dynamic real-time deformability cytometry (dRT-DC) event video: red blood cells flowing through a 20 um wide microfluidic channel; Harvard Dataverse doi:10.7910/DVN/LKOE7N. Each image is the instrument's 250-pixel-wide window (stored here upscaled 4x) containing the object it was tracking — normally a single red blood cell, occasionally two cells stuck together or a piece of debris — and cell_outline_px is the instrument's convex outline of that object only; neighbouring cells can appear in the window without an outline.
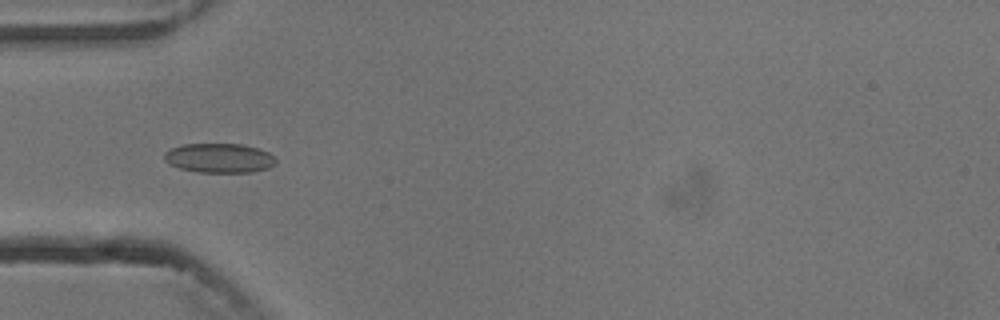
{"species": "common noctule bat (a hibernating species)", "species_latin": "Nyctalus noctula", "temperature_condition": "cold", "stored_images_in_passage": 6, "camera_frame_rate_fps": 3000, "um_per_image_px": 0.085, "animal": {"sex": "male", "body_mass_g": 13.3}, "frame": {"image": 1, "passage_image": 4, "time_ms": 3.667, "image_size_px": [1000, 320], "cell_outline_px": [[276, 160], [268, 168], [252, 172], [196, 172], [180, 168], [168, 164], [164, 160], [164, 152], [172, 148], [184, 144], [240, 144], [256, 148], [268, 152]], "centroid_in_image_um": [18.58, 13.44], "position_along_channel_um": 66.4, "area_um2": 18.96}}
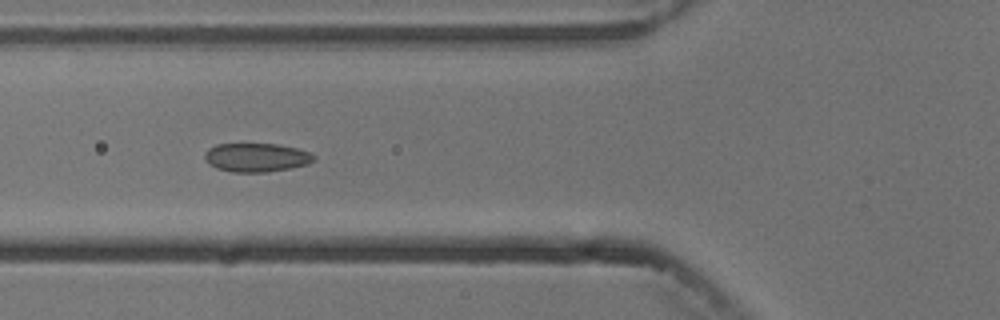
{"frame": {"image": 2, "passage_image": 5, "time_ms": 4.667, "image_size_px": [1000, 320], "cell_outline_px": [[316, 160], [308, 164], [268, 172], [232, 172], [216, 168], [208, 164], [204, 160], [204, 156], [208, 148], [216, 144], [276, 144], [296, 148], [308, 152], [316, 156]], "centroid_in_image_um": [21.77, 13.39], "position_along_channel_um": 104.0, "area_um2": 18.32}}
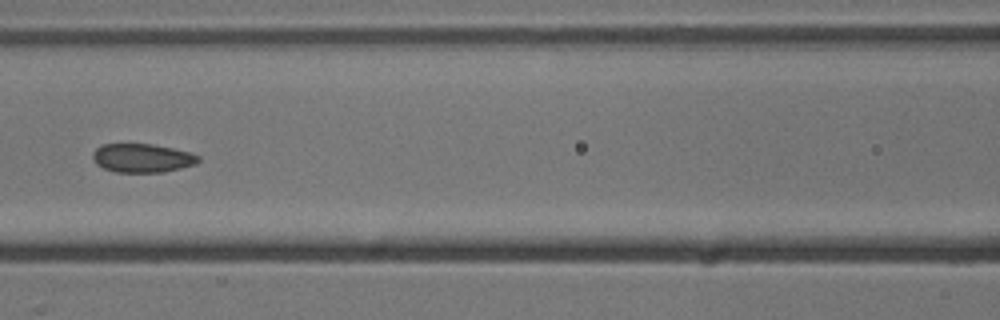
{"frame": {"image": 3, "passage_image": 6, "time_ms": 6.0, "image_size_px": [1000, 320], "cell_outline_px": [[200, 160], [196, 164], [164, 172], [116, 172], [104, 168], [96, 164], [92, 160], [92, 152], [100, 144], [152, 144], [172, 148], [188, 152], [200, 156]], "centroid_in_image_um": [12.06, 13.43], "position_along_channel_um": 154.5, "area_um2": 17.74}}